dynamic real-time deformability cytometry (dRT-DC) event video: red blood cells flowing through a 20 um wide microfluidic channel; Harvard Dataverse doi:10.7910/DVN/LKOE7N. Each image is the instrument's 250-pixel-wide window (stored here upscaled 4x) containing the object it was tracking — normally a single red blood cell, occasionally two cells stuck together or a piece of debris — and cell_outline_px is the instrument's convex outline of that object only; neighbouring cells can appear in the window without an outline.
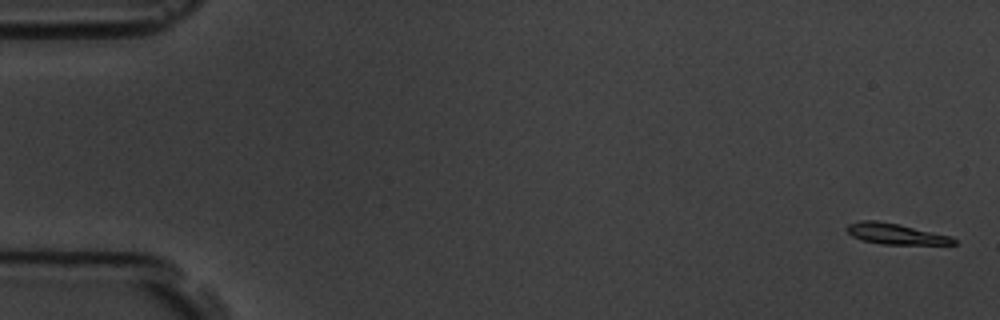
{"species": "common noctule bat (a hibernating species)", "species_latin": "Nyctalus noctula", "temperature_condition": "room temperature", "stored_images_in_passage": 5, "camera_frame_rate_fps": 3000, "um_per_image_px": 0.085, "animal": {"sex": "male", "body_mass_g": 19.5, "forearm_length_mm": 54.6}, "frame": {"image": 1, "passage_image": 1, "time_ms": 0.0, "image_size_px": [1000, 320], "cell_outline_px": [[956, 244], [880, 244], [860, 240], [852, 236], [844, 228], [848, 224], [860, 220], [876, 220], [900, 224], [952, 236], [956, 240]], "centroid_in_image_um": [76.09, 19.87], "position_along_channel_um": 8.9, "area_um2": 13.12}}
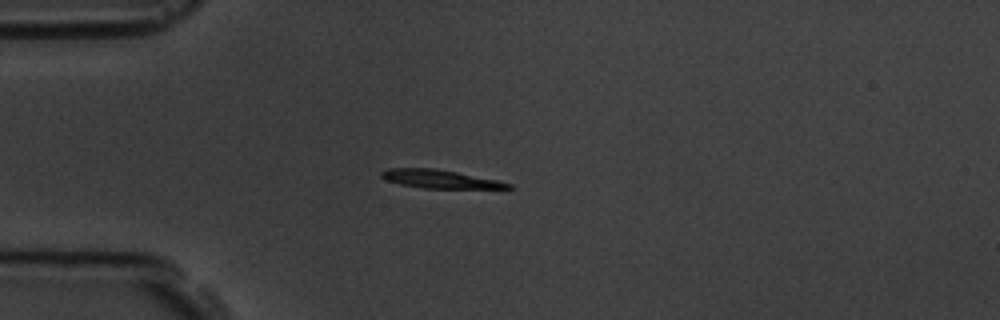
{"frame": {"image": 2, "passage_image": 5, "time_ms": 4.667, "image_size_px": [1000, 320], "cell_outline_px": [[512, 188], [424, 188], [400, 184], [388, 180], [380, 176], [380, 172], [388, 168], [432, 168], [456, 172], [496, 180], [512, 184]], "centroid_in_image_um": [37.34, 15.21], "position_along_channel_um": 47.7, "area_um2": 13.24}}